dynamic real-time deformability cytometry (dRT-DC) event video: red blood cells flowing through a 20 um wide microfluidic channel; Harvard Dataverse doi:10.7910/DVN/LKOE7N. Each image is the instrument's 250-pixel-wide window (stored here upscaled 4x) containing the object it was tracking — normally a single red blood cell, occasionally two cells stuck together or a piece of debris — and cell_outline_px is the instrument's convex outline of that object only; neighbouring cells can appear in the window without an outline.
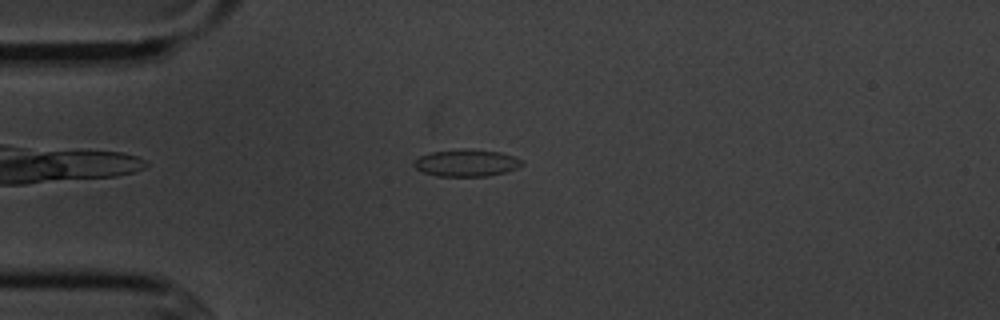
{"species": "common noctule bat (a hibernating species)", "species_latin": "Nyctalus noctula", "temperature_condition": "cold", "stored_images_in_passage": 6, "camera_frame_rate_fps": 3000, "um_per_image_px": 0.085, "animal": {"sex": "male", "body_mass_g": 20.1, "forearm_length_mm": 53.5}, "frame": {"image": 1, "passage_image": 1, "time_ms": 0.0, "image_size_px": [1000, 320], "cell_outline_px": [[524, 164], [516, 168], [504, 172], [488, 176], [436, 176], [424, 172], [416, 168], [412, 164], [420, 156], [432, 152], [460, 148], [464, 148], [500, 152], [524, 160]], "centroid_in_image_um": [39.66, 13.84], "position_along_channel_um": 45.3, "area_um2": 16.99}}
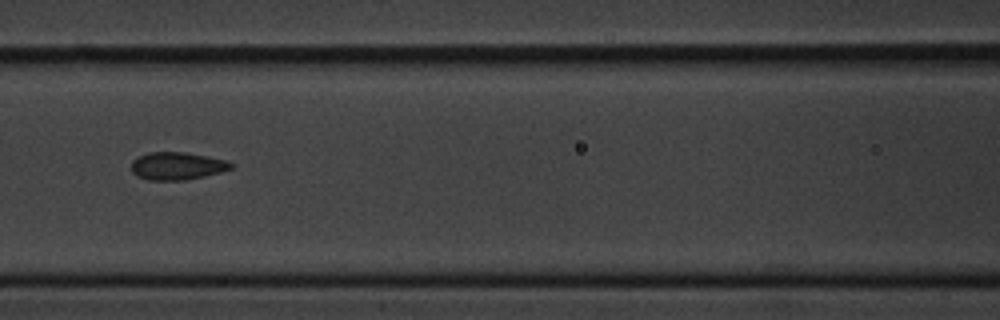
{"frame": {"image": 2, "passage_image": 4, "time_ms": 3.333, "image_size_px": [1000, 320], "cell_outline_px": [[236, 164], [232, 168], [220, 172], [188, 180], [148, 180], [136, 176], [132, 172], [132, 160], [136, 156], [148, 152], [184, 152], [208, 156], [228, 160]], "centroid_in_image_um": [15.06, 14.1], "position_along_channel_um": 151.5, "area_um2": 16.36}}
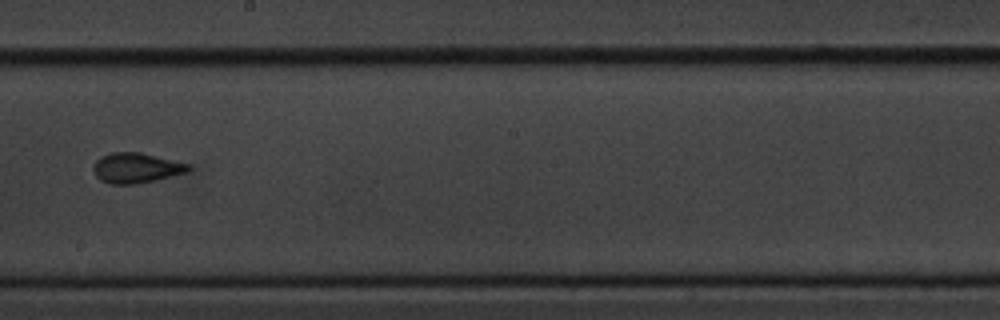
{"frame": {"image": 3, "passage_image": 6, "time_ms": 5.667, "image_size_px": [1000, 320], "cell_outline_px": [[192, 168], [184, 172], [156, 180], [132, 184], [112, 184], [100, 180], [96, 176], [92, 168], [96, 160], [100, 156], [112, 152], [140, 152], [188, 164]], "centroid_in_image_um": [11.51, 14.27], "position_along_channel_um": 236.7, "area_um2": 16.47}}